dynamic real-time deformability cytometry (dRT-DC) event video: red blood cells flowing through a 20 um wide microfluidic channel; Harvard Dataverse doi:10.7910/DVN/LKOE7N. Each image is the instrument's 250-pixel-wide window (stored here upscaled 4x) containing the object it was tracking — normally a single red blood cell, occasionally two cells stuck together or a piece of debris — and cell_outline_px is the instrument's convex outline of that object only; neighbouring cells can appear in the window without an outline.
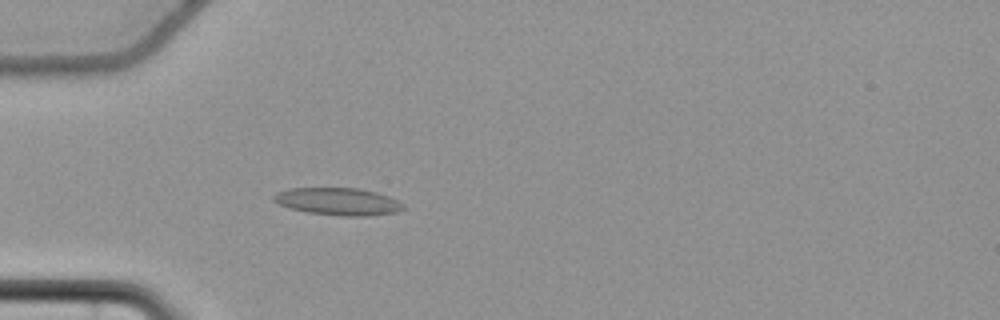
{"species": "common noctule bat (a hibernating species)", "species_latin": "Nyctalus noctula", "temperature_condition": "cold", "stored_images_in_passage": 59, "camera_frame_rate_fps": 3000, "um_per_image_px": 0.085, "animal": {"sex": "female", "body_mass_g": 22.7, "forearm_length_mm": 54.2}, "frame": {"image": 1, "passage_image": 20, "time_ms": 6.333, "image_size_px": [1000, 320], "cell_outline_px": [[404, 208], [396, 212], [364, 216], [340, 216], [308, 212], [292, 208], [280, 204], [272, 200], [272, 196], [276, 192], [288, 188], [360, 188], [376, 192], [388, 196], [404, 204]], "centroid_in_image_um": [28.72, 17.12], "position_along_channel_um": 56.3, "area_um2": 20.58}}
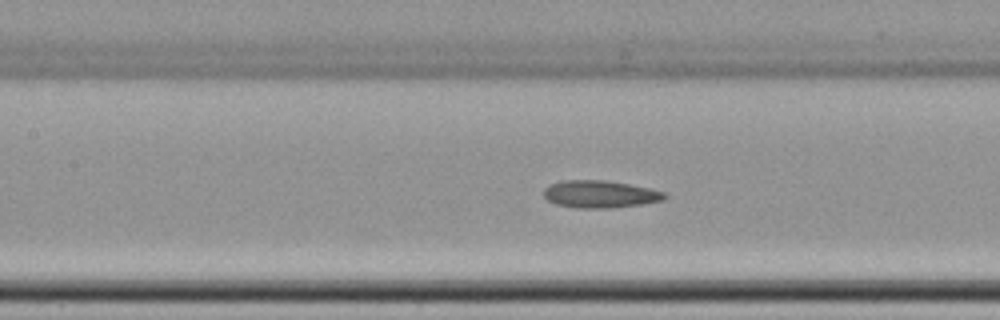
{"frame": {"image": 2, "passage_image": 29, "time_ms": 9.333, "image_size_px": [1000, 320], "cell_outline_px": [[668, 196], [664, 200], [640, 204], [612, 208], [576, 208], [556, 204], [548, 200], [544, 196], [544, 188], [548, 184], [564, 180], [604, 180], [628, 184], [648, 188], [664, 192]], "centroid_in_image_um": [50.97, 16.5], "position_along_channel_um": 156.4, "area_um2": 19.25}}
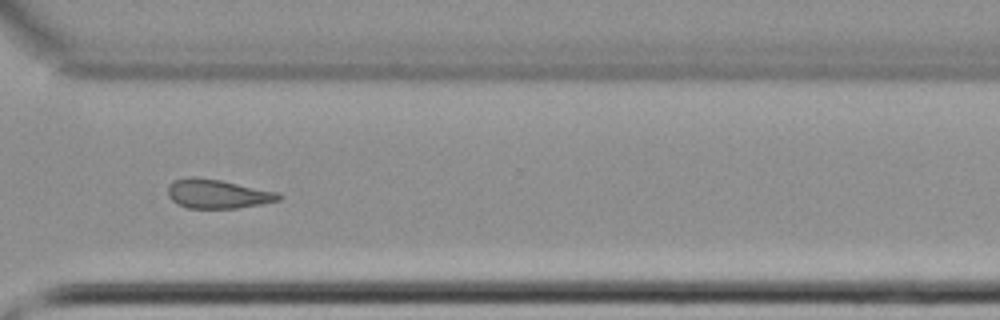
{"frame": {"image": 3, "passage_image": 45, "time_ms": 14.667, "image_size_px": [1000, 320], "cell_outline_px": [[280, 200], [260, 204], [236, 208], [188, 208], [172, 200], [168, 196], [168, 184], [172, 180], [188, 176], [196, 176], [220, 180], [276, 192], [280, 196]], "centroid_in_image_um": [18.41, 16.46], "position_along_channel_um": 352.2, "area_um2": 18.61}, "authors_computed_cell_mechanics": {"area_um2": 19.4208, "velocity_mm_per_s": 3.6689, "shape_relaxation_time_tau1_ms": 5.5532, "shape_relaxation_time_tau2_ms": 4.4122, "deformation_change_tau1": 0.1042, "deformation_change_tau2": 0.1255}}